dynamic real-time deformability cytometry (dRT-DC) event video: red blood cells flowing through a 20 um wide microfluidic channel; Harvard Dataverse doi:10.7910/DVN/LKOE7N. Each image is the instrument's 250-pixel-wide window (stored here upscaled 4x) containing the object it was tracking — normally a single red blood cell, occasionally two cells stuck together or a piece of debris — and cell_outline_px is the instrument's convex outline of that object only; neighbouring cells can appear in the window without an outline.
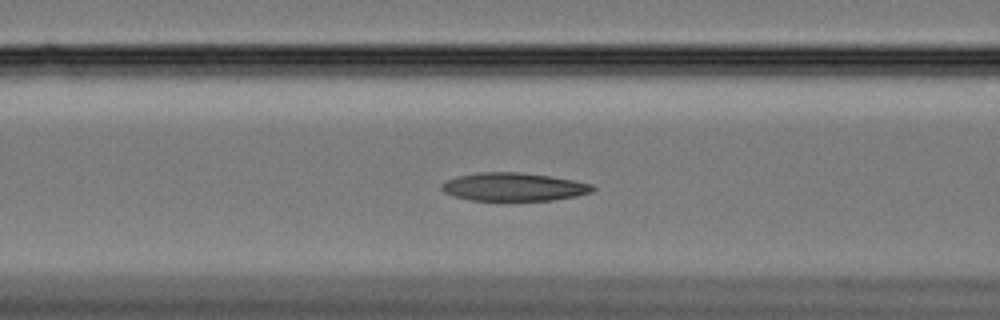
{"species": "Egyptian fruit bat (a non-hibernating species)", "species_latin": "Rousettus aegyptiacus", "temperature_condition": "cold", "stored_images_in_passage": 57, "camera_frame_rate_fps": 3000, "um_per_image_px": 0.085, "animal": {"sex": "female"}, "frame": {"image": 1, "passage_image": 20, "time_ms": 6.333, "image_size_px": [1000, 320], "cell_outline_px": [[596, 188], [592, 192], [576, 196], [552, 200], [472, 200], [452, 196], [444, 192], [440, 188], [440, 184], [444, 180], [456, 176], [476, 172], [520, 172], [576, 180], [592, 184]], "centroid_in_image_um": [43.62, 15.87], "position_along_channel_um": 123.0, "area_um2": 25.03}}
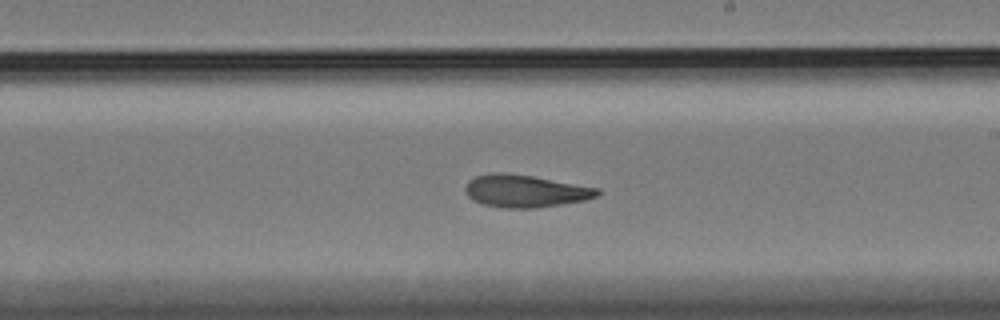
{"frame": {"image": 2, "passage_image": 31, "time_ms": 10.0, "image_size_px": [1000, 320], "cell_outline_px": [[600, 196], [584, 200], [536, 208], [504, 208], [484, 204], [472, 200], [468, 196], [464, 188], [468, 180], [476, 176], [492, 172], [500, 172], [532, 176], [600, 188]], "centroid_in_image_um": [44.64, 16.23], "position_along_channel_um": 244.4, "area_um2": 24.97}}
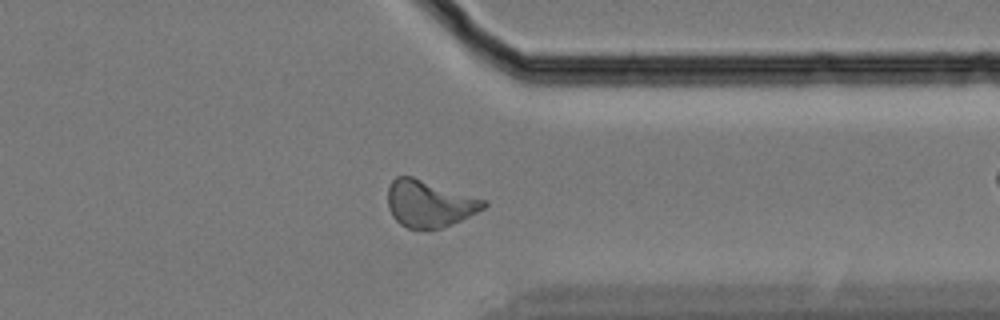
{"frame": {"image": 3, "passage_image": 43, "time_ms": 14.0, "image_size_px": [1000, 320], "cell_outline_px": [[488, 204], [484, 208], [460, 220], [440, 228], [408, 228], [400, 224], [392, 216], [388, 208], [388, 188], [392, 180], [396, 176], [412, 176], [488, 200]], "centroid_in_image_um": [36.48, 17.29], "position_along_channel_um": 374.9, "area_um2": 26.01}, "authors_computed_cell_mechanics": {"area_um2": 25.0852, "velocity_mm_per_s": 3.3123, "shape_relaxation_time_tau1_ms": 10.7839, "shape_relaxation_time_tau2_ms": 6.9758, "deformation_change_tau1": 0.2281, "deformation_change_tau2": 0.1587}}